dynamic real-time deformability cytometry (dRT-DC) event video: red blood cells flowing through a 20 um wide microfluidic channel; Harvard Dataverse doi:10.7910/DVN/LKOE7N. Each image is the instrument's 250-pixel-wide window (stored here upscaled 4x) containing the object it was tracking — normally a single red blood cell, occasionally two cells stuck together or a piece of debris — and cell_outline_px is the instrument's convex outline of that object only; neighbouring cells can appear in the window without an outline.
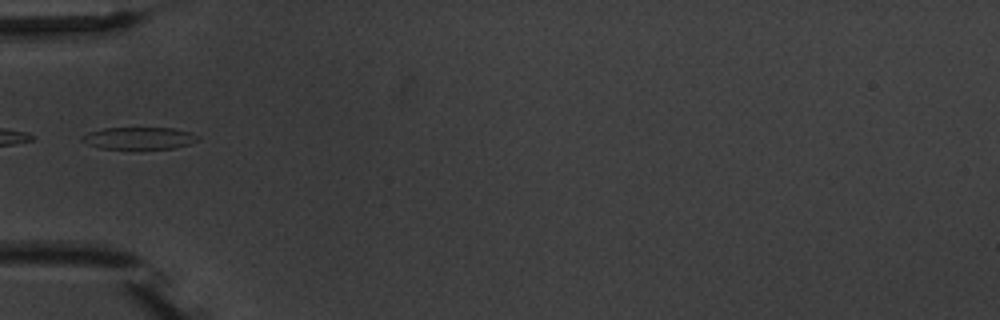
{"species": "common noctule bat (a hibernating species)", "species_latin": "Nyctalus noctula", "temperature_condition": "warm", "stored_images_in_passage": 5, "segment_of_instrument_passage": [2, 2], "camera_frame_rate_fps": 3000, "um_per_image_px": 0.085, "animal": {"sex": "male", "body_mass_g": 20.1, "forearm_length_mm": 53.5}, "frame": {"image": 1, "passage_image": 5, "time_ms": 5.333, "image_size_px": [1000, 320], "cell_outline_px": [[200, 140], [188, 144], [172, 148], [100, 148], [88, 144], [80, 140], [80, 136], [88, 132], [104, 128], [172, 128], [188, 132], [200, 136]], "centroid_in_image_um": [11.79, 11.73], "position_along_channel_um": 73.2, "area_um2": 14.74}}